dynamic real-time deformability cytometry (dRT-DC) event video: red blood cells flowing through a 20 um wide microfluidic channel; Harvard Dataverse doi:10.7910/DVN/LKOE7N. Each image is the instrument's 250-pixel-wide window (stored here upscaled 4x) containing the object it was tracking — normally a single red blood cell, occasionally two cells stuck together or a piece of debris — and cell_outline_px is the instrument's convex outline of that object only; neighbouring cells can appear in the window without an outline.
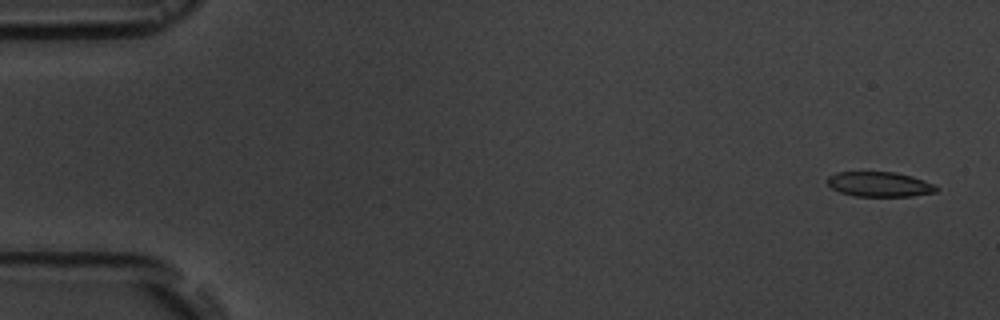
{"species": "common noctule bat (a hibernating species)", "species_latin": "Nyctalus noctula", "temperature_condition": "room temperature", "stored_images_in_passage": 5, "camera_frame_rate_fps": 3000, "um_per_image_px": 0.085, "animal": {"sex": "male", "body_mass_g": 19.5, "forearm_length_mm": 54.6}, "frame": {"image": 1, "passage_image": 1, "time_ms": 0.0, "image_size_px": [1000, 320], "cell_outline_px": [[940, 188], [936, 192], [912, 196], [856, 196], [840, 192], [832, 188], [828, 184], [828, 176], [836, 172], [896, 172], [912, 176], [924, 180]], "centroid_in_image_um": [74.77, 15.66], "position_along_channel_um": 10.2, "area_um2": 15.78}}
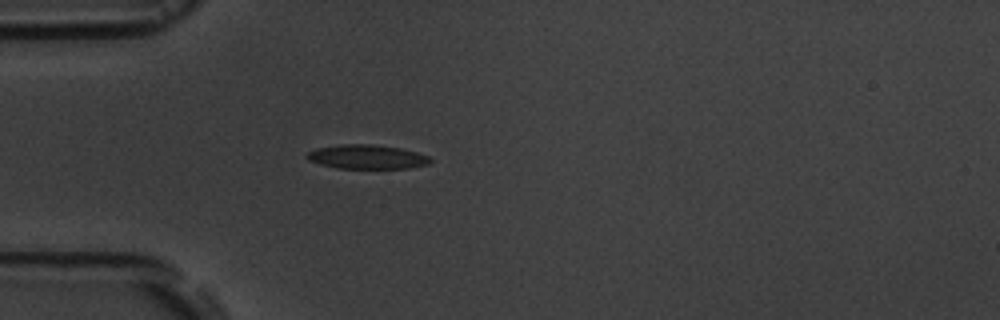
{"frame": {"image": 2, "passage_image": 5, "time_ms": 4.667, "image_size_px": [1000, 320], "cell_outline_px": [[432, 160], [428, 164], [408, 168], [336, 168], [320, 164], [308, 160], [304, 156], [308, 152], [316, 148], [340, 144], [372, 144], [400, 148], [416, 152], [428, 156]], "centroid_in_image_um": [31.15, 13.33], "position_along_channel_um": 53.9, "area_um2": 17.34}}